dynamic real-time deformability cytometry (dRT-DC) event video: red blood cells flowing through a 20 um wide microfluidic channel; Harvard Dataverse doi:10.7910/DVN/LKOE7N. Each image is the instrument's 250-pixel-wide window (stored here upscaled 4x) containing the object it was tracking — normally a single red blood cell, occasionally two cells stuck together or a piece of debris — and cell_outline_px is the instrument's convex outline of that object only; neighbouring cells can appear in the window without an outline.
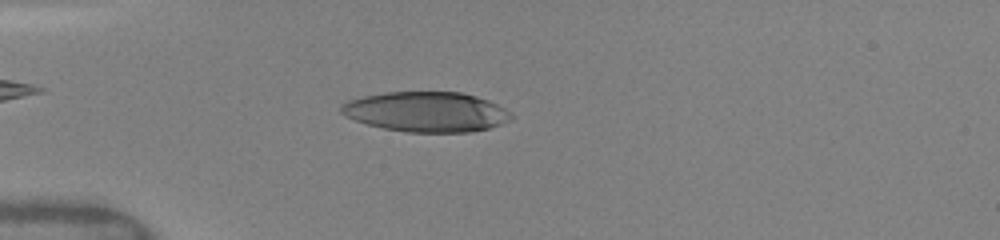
{"species": "human", "species_latin": "Homo sapiens", "temperature_condition": "warm", "stored_images_in_passage": 35, "camera_frame_rate_fps": 3000, "um_per_image_px": 0.085, "donor": {"sex": "female"}, "frame": {"image": 1, "passage_image": 7, "time_ms": 3.333, "image_size_px": [1000, 240], "cell_outline_px": [[516, 116], [500, 124], [488, 128], [468, 132], [404, 132], [384, 128], [368, 124], [344, 116], [340, 112], [340, 104], [348, 100], [364, 96], [384, 92], [460, 92], [476, 96], [488, 100], [512, 112]], "centroid_in_image_um": [36.22, 9.5], "position_along_channel_um": 48.8, "area_um2": 39.71}}
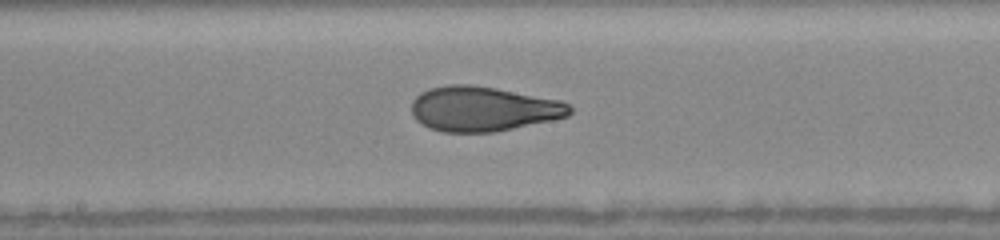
{"frame": {"image": 2, "passage_image": 18, "time_ms": 7.667, "image_size_px": [1000, 240], "cell_outline_px": [[572, 112], [568, 116], [552, 120], [492, 132], [444, 132], [428, 128], [420, 124], [412, 116], [412, 100], [420, 92], [432, 88], [448, 84], [472, 84], [496, 88], [560, 100], [568, 104], [572, 108]], "centroid_in_image_um": [41.03, 9.25], "position_along_channel_um": 207.2, "area_um2": 41.38}}
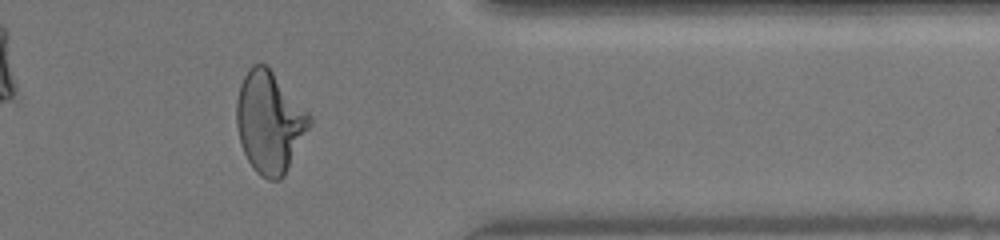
{"frame": {"image": 3, "passage_image": 31, "time_ms": 12.333, "image_size_px": [1000, 240], "cell_outline_px": [[312, 124], [284, 176], [280, 180], [268, 180], [260, 176], [252, 168], [244, 152], [240, 140], [236, 124], [236, 100], [240, 84], [248, 68], [252, 64], [264, 64], [272, 72], [312, 116]], "centroid_in_image_um": [22.91, 10.41], "position_along_channel_um": 388.5, "area_um2": 43.0}, "authors_computed_cell_mechanics": {"area_um2": 41.327, "velocity_mm_per_s": 4.1004, "shape_relaxation_time_tau1_ms": 6.4492, "shape_relaxation_time_tau2_ms": 0.8818, "deformation_change_tau1": 0.2695, "deformation_change_tau2": 0.0802}}